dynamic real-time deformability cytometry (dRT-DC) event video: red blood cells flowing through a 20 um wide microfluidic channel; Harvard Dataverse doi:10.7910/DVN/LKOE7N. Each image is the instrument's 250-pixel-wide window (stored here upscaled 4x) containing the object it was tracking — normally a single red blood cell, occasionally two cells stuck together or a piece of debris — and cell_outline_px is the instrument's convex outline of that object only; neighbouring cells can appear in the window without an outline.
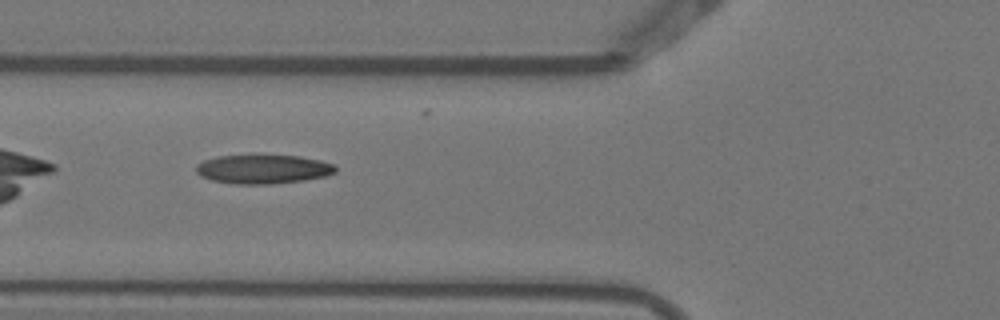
{"species": "Egyptian fruit bat (a non-hibernating species)", "species_latin": "Rousettus aegyptiacus", "temperature_condition": "warm", "stored_images_in_passage": 5, "camera_frame_rate_fps": 3000, "um_per_image_px": 0.085, "animal": {"sex": "female"}, "frame": {"image": 1, "passage_image": 2, "time_ms": 0.333, "image_size_px": [1000, 320], "cell_outline_px": [[336, 172], [324, 176], [304, 180], [272, 184], [236, 184], [212, 180], [200, 176], [196, 172], [196, 164], [204, 160], [220, 156], [252, 152], [256, 152], [300, 156], [320, 160], [332, 164], [336, 168]], "centroid_in_image_um": [22.32, 14.33], "position_along_channel_um": 103.5, "area_um2": 24.51}}
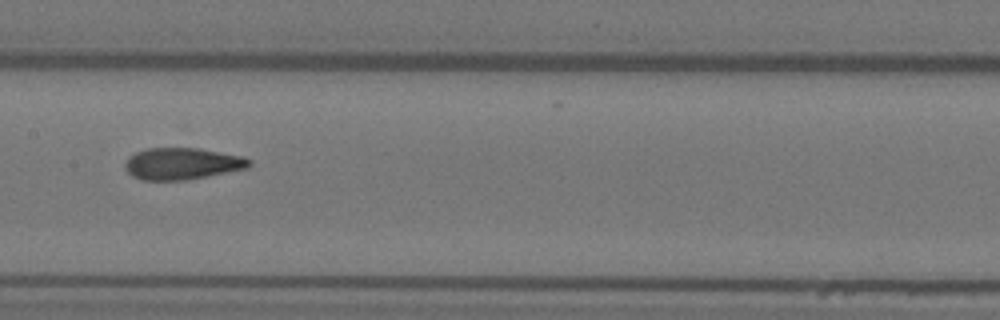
{"frame": {"image": 2, "passage_image": 4, "time_ms": 1.0, "image_size_px": [1000, 320], "cell_outline_px": [[252, 164], [248, 168], [184, 180], [140, 180], [132, 176], [124, 168], [124, 164], [128, 156], [136, 152], [148, 148], [200, 148], [244, 156], [252, 160]], "centroid_in_image_um": [15.48, 13.9], "position_along_channel_um": 191.9, "area_um2": 23.12}}
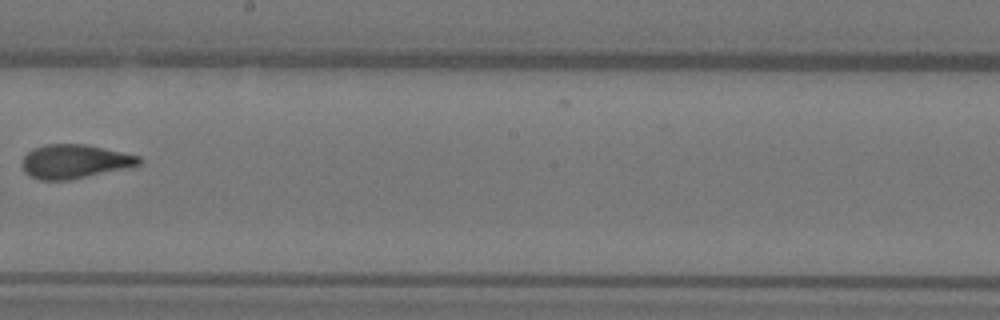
{"frame": {"image": 3, "passage_image": 5, "time_ms": 1.333, "image_size_px": [1000, 320], "cell_outline_px": [[144, 160], [140, 164], [128, 168], [68, 180], [40, 180], [28, 176], [24, 172], [20, 164], [24, 156], [28, 152], [36, 148], [48, 144], [84, 144], [140, 156]], "centroid_in_image_um": [6.33, 13.74], "position_along_channel_um": 241.9, "area_um2": 23.12}}